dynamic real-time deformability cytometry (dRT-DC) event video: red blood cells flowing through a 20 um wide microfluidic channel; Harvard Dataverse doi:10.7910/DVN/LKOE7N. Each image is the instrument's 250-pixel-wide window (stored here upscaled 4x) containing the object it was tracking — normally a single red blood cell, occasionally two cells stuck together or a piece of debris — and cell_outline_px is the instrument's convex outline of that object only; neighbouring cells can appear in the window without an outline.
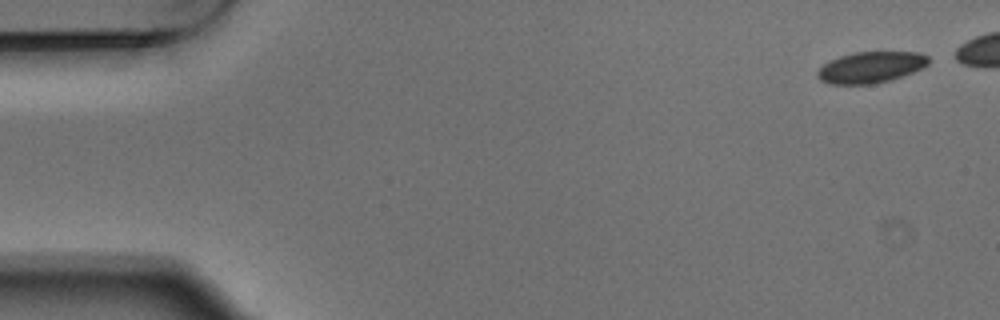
{"species": "Egyptian fruit bat (a non-hibernating species)", "species_latin": "Rousettus aegyptiacus", "temperature_condition": "warm", "stored_images_in_passage": 9, "camera_frame_rate_fps": 3000, "um_per_image_px": 0.085, "animal": {"sex": "male"}, "frame": {"image": 1, "passage_image": 1, "time_ms": 0.0, "image_size_px": [1000, 320], "cell_outline_px": [[932, 60], [924, 68], [888, 80], [872, 84], [832, 84], [820, 80], [816, 76], [816, 72], [828, 60], [852, 52], [920, 52], [928, 56]], "centroid_in_image_um": [74.02, 5.7], "position_along_channel_um": 11.0, "area_um2": 20.29}}
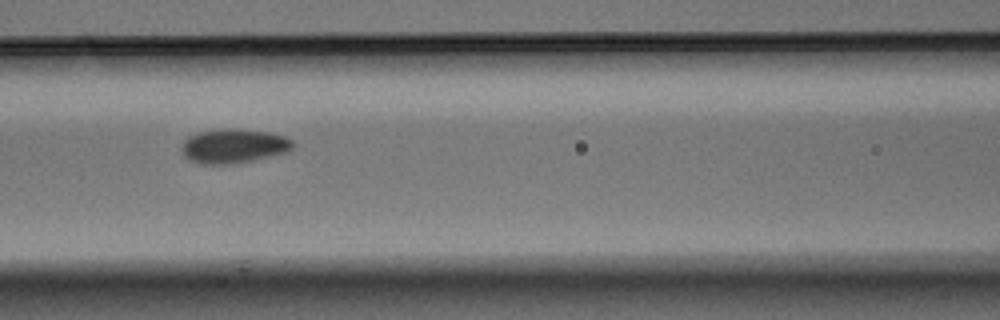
{"frame": {"image": 2, "passage_image": 7, "time_ms": 2.0, "image_size_px": [1000, 320], "cell_outline_px": [[292, 148], [284, 152], [236, 164], [200, 164], [188, 160], [184, 156], [180, 148], [184, 140], [188, 136], [200, 132], [228, 128], [236, 128], [268, 132], [284, 136], [292, 140]], "centroid_in_image_um": [19.79, 12.41], "position_along_channel_um": 146.8, "area_um2": 22.14}}
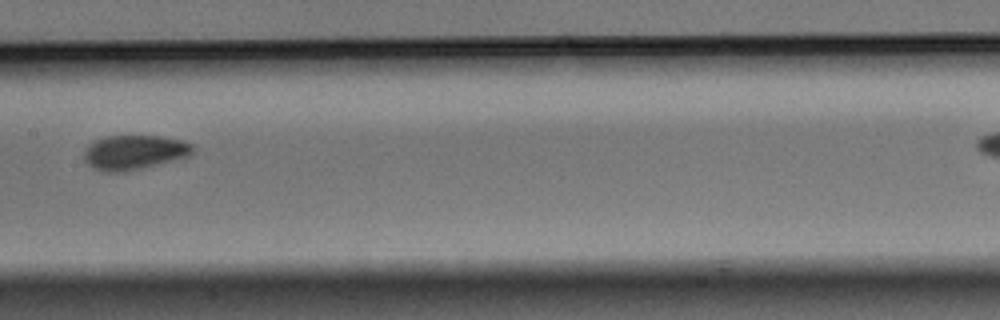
{"frame": {"image": 3, "passage_image": 8, "time_ms": 2.333, "image_size_px": [1000, 320], "cell_outline_px": [[196, 148], [188, 156], [124, 172], [108, 172], [92, 168], [84, 160], [84, 148], [88, 144], [104, 136], [160, 136], [184, 140], [192, 144]], "centroid_in_image_um": [11.38, 12.93], "position_along_channel_um": 196.0, "area_um2": 21.85}}